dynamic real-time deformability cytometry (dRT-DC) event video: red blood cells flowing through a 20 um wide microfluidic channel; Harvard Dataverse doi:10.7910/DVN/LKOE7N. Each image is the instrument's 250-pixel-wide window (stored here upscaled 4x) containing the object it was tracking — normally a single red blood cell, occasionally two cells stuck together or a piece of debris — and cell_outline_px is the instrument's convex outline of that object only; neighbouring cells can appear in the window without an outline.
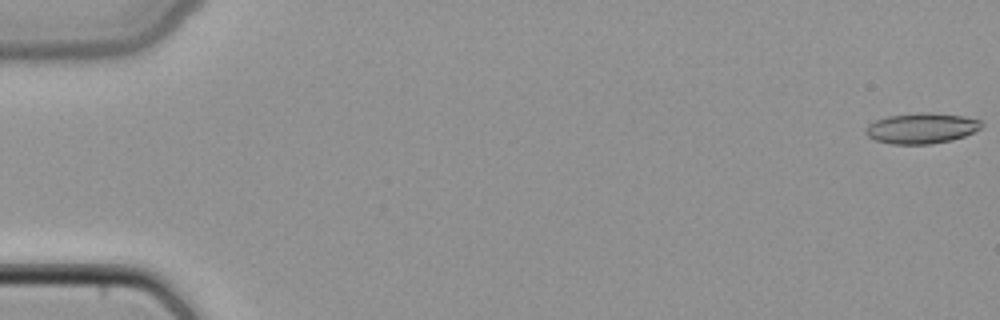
{"species": "common noctule bat (a hibernating species)", "species_latin": "Nyctalus noctula", "temperature_condition": "cold", "stored_images_in_passage": 43, "camera_frame_rate_fps": 3000, "um_per_image_px": 0.085, "animal": {"sex": "female", "body_mass_g": 22.7, "forearm_length_mm": 54.2}, "frame": {"image": 1, "passage_image": 1, "time_ms": 0.0, "image_size_px": [1000, 320], "cell_outline_px": [[984, 124], [980, 128], [964, 136], [952, 140], [932, 144], [892, 144], [876, 140], [868, 136], [864, 132], [868, 124], [876, 120], [888, 116], [920, 112], [928, 112], [964, 116], [980, 120]], "centroid_in_image_um": [78.33, 10.9], "position_along_channel_um": 6.7, "area_um2": 20.63}}
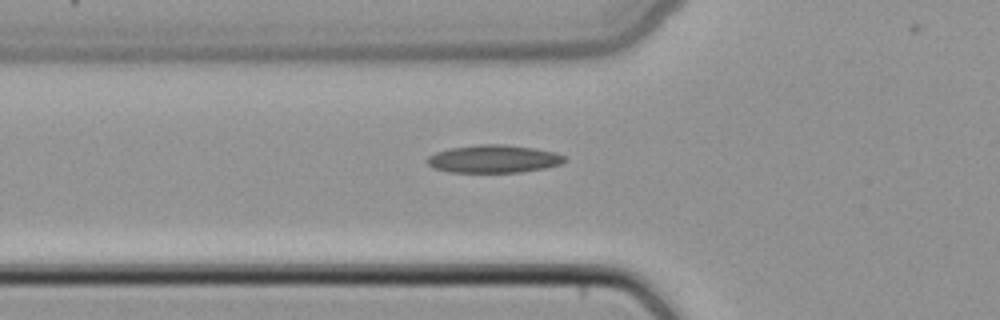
{"frame": {"image": 2, "passage_image": 18, "time_ms": 5.667, "image_size_px": [1000, 320], "cell_outline_px": [[564, 160], [560, 164], [544, 168], [520, 172], [448, 172], [432, 168], [424, 160], [428, 156], [436, 152], [448, 148], [476, 144], [504, 144], [532, 148], [556, 152], [564, 156]], "centroid_in_image_um": [41.88, 13.5], "position_along_channel_um": 83.9, "area_um2": 22.37}}
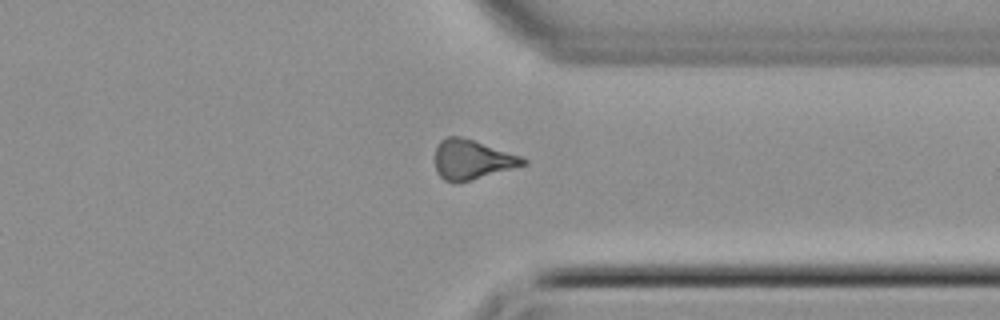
{"frame": {"image": 3, "passage_image": 38, "time_ms": 12.333, "image_size_px": [1000, 320], "cell_outline_px": [[528, 164], [460, 184], [456, 184], [444, 180], [436, 172], [436, 148], [440, 140], [448, 136], [460, 136], [520, 156], [528, 160]], "centroid_in_image_um": [40.11, 13.6], "position_along_channel_um": 371.3, "area_um2": 20.4}}